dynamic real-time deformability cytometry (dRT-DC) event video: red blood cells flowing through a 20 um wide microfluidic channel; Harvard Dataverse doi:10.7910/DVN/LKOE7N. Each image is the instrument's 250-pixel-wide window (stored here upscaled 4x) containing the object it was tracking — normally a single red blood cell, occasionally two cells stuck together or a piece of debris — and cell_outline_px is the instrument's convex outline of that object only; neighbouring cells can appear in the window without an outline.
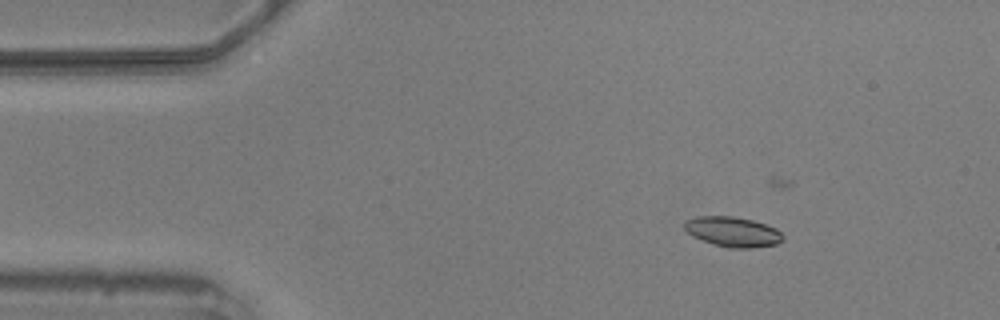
{"species": "common noctule bat (a hibernating species)", "species_latin": "Nyctalus noctula", "temperature_condition": "warm", "stored_images_in_passage": 11, "camera_frame_rate_fps": 3000, "um_per_image_px": 0.085, "animal": {"sex": "male", "body_mass_g": 20.5, "forearm_length_mm": 52.5}, "frame": {"image": 1, "passage_image": 1, "time_ms": 0.0, "image_size_px": [1000, 320], "cell_outline_px": [[784, 240], [776, 244], [752, 248], [728, 248], [692, 236], [684, 228], [684, 224], [688, 220], [700, 216], [732, 216], [752, 220], [776, 228], [784, 236]], "centroid_in_image_um": [62.32, 19.7], "position_along_channel_um": 22.7, "area_um2": 16.99}}